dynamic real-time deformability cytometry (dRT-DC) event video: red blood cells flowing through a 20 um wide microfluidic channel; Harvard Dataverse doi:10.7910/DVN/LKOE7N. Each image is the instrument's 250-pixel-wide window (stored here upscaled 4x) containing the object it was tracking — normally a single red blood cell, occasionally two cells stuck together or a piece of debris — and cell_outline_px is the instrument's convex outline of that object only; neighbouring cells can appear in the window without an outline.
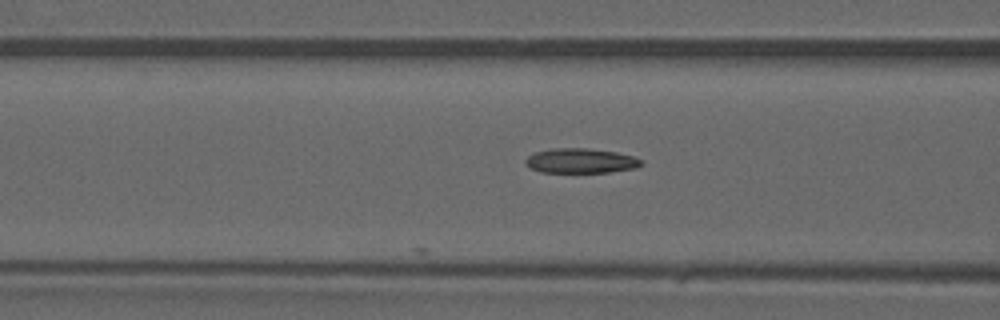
{"species": "common noctule bat (a hibernating species)", "species_latin": "Nyctalus noctula", "temperature_condition": "warm", "stored_images_in_passage": 32, "camera_frame_rate_fps": 3000, "um_per_image_px": 0.085, "animal": {"sex": "male", "forearm_length_mm": 52.5}, "frame": {"image": 1, "passage_image": 4, "time_ms": 1.0, "image_size_px": [1000, 320], "cell_outline_px": [[644, 164], [636, 168], [608, 172], [540, 172], [524, 164], [524, 160], [528, 156], [536, 152], [552, 148], [588, 148], [616, 152], [636, 156], [644, 160]], "centroid_in_image_um": [49.41, 13.66], "position_along_channel_um": 117.2, "area_um2": 16.88}}